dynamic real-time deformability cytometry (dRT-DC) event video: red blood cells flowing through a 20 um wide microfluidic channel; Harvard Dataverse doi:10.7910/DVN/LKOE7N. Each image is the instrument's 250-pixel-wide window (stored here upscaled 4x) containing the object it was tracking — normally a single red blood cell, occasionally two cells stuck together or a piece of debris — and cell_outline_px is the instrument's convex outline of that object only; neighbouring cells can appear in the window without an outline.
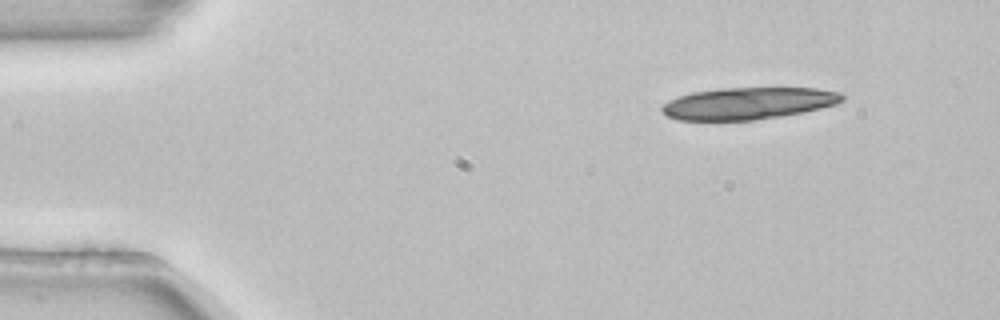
{"species": "common noctule bat (a hibernating species)", "species_latin": "Nyctalus noctula", "temperature_condition": "room temperature", "stored_images_in_passage": 5, "camera_frame_rate_fps": 3000, "um_per_image_px": 0.085, "animal": {"sex": "female", "body_mass_g": 22.7, "forearm_length_mm": 54.2}, "frame": {"image": 1, "passage_image": 1, "time_ms": 0.0, "image_size_px": [1000, 320], "cell_outline_px": [[844, 100], [836, 104], [804, 112], [780, 116], [752, 120], [680, 120], [668, 116], [660, 108], [668, 100], [692, 92], [720, 88], [816, 88], [840, 92], [844, 96]], "centroid_in_image_um": [63.62, 8.78], "position_along_channel_um": 21.4, "area_um2": 33.41}}
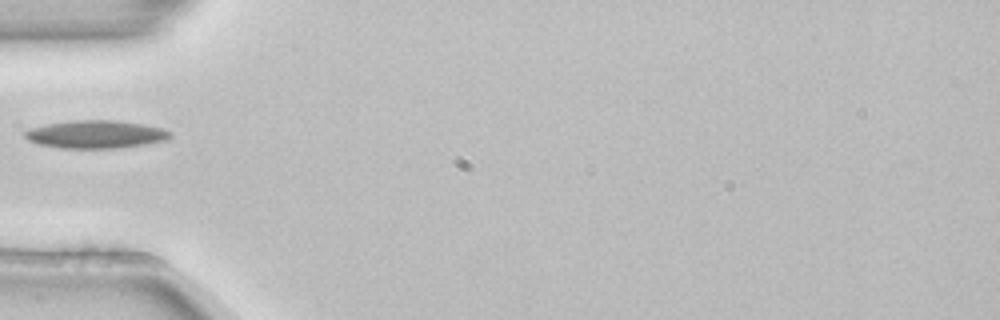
{"frame": {"image": 2, "passage_image": 4, "time_ms": 1.0, "image_size_px": [1000, 320], "cell_outline_px": [[172, 136], [164, 140], [144, 144], [120, 148], [60, 148], [36, 144], [28, 140], [24, 136], [24, 132], [32, 128], [48, 124], [76, 120], [116, 120], [164, 128], [172, 132]], "centroid_in_image_um": [8.14, 11.42], "position_along_channel_um": 76.9, "area_um2": 23.52}}